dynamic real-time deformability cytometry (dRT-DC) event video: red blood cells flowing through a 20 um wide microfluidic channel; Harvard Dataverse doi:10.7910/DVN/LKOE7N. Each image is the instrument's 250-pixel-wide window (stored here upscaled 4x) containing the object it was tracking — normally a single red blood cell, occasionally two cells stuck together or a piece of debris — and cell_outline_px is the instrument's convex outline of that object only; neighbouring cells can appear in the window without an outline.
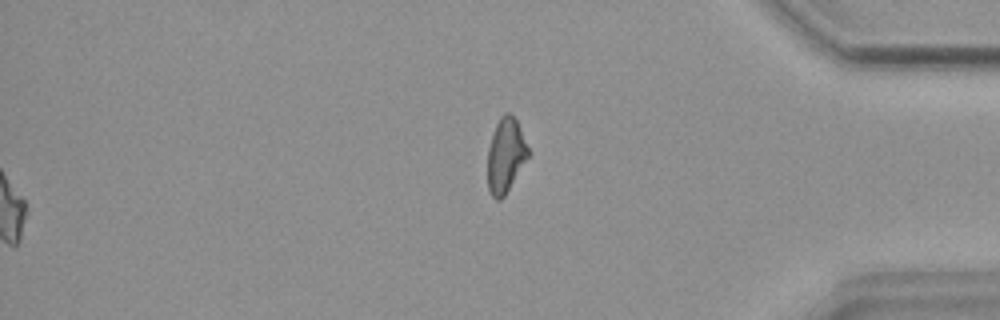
{"species": "common noctule bat (a hibernating species)", "species_latin": "Nyctalus noctula", "temperature_condition": "warm", "stored_images_in_passage": 52, "segment_of_instrument_passage": [2, 2], "camera_frame_rate_fps": 3000, "um_per_image_px": 0.085, "animal": {"sex": "female", "body_mass_g": 18.4}, "frame": {"image": 1, "passage_image": 52, "time_ms": 17.0, "image_size_px": [1000, 320], "cell_outline_px": [[528, 156], [504, 196], [500, 200], [496, 200], [492, 196], [488, 188], [488, 148], [496, 124], [500, 116], [504, 112], [508, 112], [516, 120], [528, 148]], "centroid_in_image_um": [42.95, 13.2], "position_along_channel_um": 392.2, "area_um2": 17.11}}